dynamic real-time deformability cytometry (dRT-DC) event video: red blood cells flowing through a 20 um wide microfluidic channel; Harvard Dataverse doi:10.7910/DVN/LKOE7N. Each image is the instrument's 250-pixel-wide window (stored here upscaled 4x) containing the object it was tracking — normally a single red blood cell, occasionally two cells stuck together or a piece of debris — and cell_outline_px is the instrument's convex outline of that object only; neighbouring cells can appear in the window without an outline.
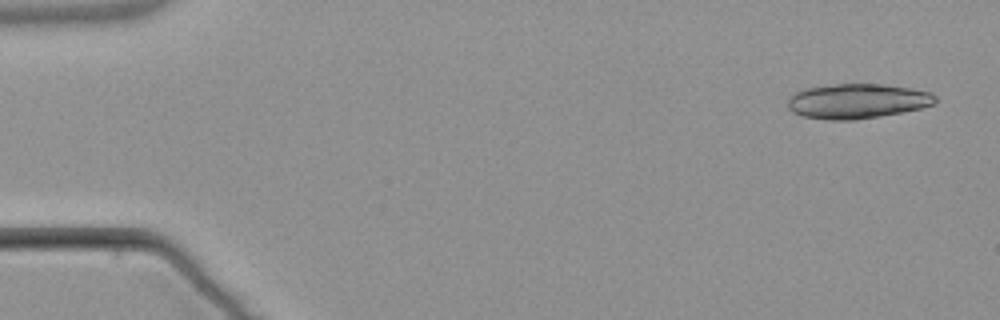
{"species": "common noctule bat (a hibernating species)", "species_latin": "Nyctalus noctula", "temperature_condition": "warm", "stored_images_in_passage": 5, "camera_frame_rate_fps": 3000, "um_per_image_px": 0.085, "animal": {"sex": "male", "body_mass_g": 21.5, "forearm_length_mm": 52.0}, "frame": {"image": 1, "passage_image": 1, "time_ms": 0.0, "image_size_px": [1000, 320], "cell_outline_px": [[936, 100], [932, 104], [920, 108], [880, 116], [856, 120], [828, 120], [804, 116], [792, 112], [788, 108], [788, 96], [796, 92], [808, 88], [836, 84], [884, 84], [912, 88], [932, 92], [936, 96]], "centroid_in_image_um": [72.86, 8.59], "position_along_channel_um": 12.1, "area_um2": 29.88}}